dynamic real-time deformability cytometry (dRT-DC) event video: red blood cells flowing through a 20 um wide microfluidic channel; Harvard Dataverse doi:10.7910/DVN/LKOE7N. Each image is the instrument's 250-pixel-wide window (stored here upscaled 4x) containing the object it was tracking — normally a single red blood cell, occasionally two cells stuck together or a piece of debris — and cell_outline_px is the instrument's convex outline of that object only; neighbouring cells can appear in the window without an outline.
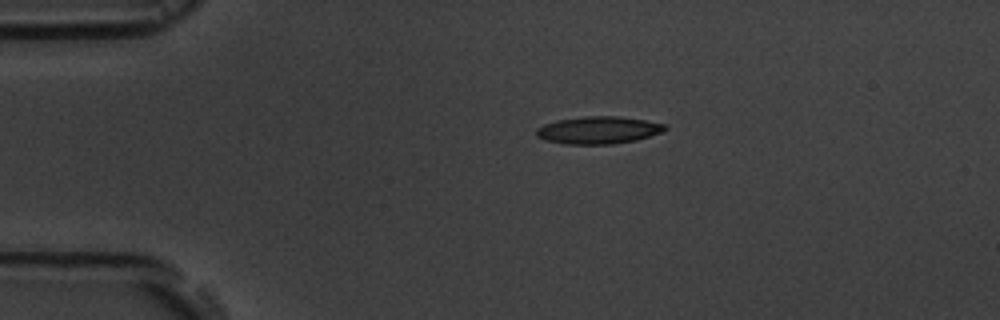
{"species": "common noctule bat (a hibernating species)", "species_latin": "Nyctalus noctula", "temperature_condition": "room temperature", "stored_images_in_passage": 5, "camera_frame_rate_fps": 3000, "um_per_image_px": 0.085, "animal": {"sex": "male", "body_mass_g": 19.5, "forearm_length_mm": 54.6}, "frame": {"image": 1, "passage_image": 5, "time_ms": 5.667, "image_size_px": [1000, 320], "cell_outline_px": [[668, 128], [660, 132], [636, 140], [612, 144], [564, 144], [544, 140], [536, 136], [536, 128], [544, 124], [556, 120], [584, 116], [620, 116], [668, 124]], "centroid_in_image_um": [50.84, 11.05], "position_along_channel_um": 34.2, "area_um2": 20.63}}